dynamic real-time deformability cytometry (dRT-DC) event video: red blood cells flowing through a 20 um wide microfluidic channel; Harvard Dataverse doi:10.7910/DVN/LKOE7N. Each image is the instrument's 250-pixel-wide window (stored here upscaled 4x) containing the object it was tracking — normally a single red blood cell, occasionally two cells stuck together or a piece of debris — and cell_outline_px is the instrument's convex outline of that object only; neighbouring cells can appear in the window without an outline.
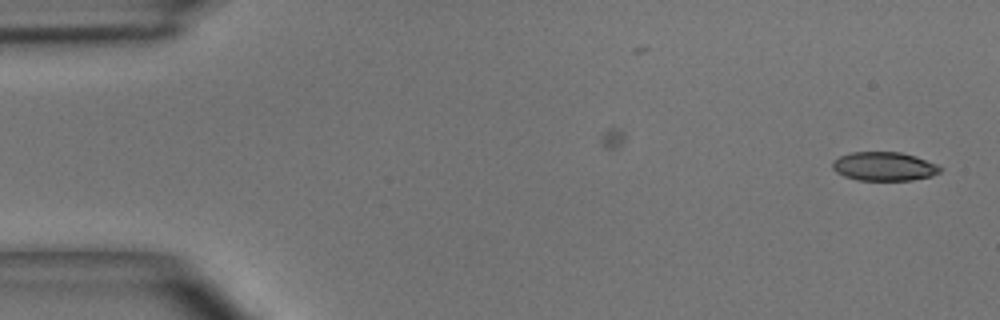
{"species": "common noctule bat (a hibernating species)", "species_latin": "Nyctalus noctula", "temperature_condition": "room temperature", "stored_images_in_passage": 41, "camera_frame_rate_fps": 3000, "um_per_image_px": 0.085, "animal": {"sex": "male", "body_mass_g": 15.6}, "frame": {"image": 1, "passage_image": 1, "time_ms": 0.0, "image_size_px": [1000, 320], "cell_outline_px": [[944, 168], [940, 172], [932, 176], [912, 180], [856, 180], [844, 176], [836, 172], [832, 168], [832, 160], [840, 156], [852, 152], [900, 152], [916, 156], [936, 164]], "centroid_in_image_um": [75.15, 14.14], "position_along_channel_um": 9.9, "area_um2": 18.21}}
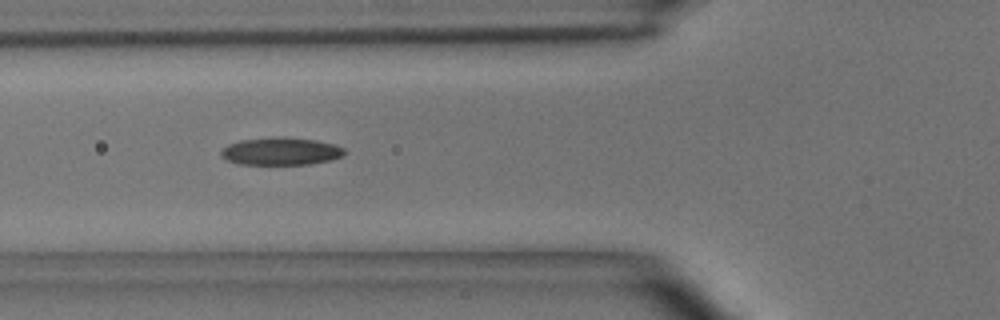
{"frame": {"image": 2, "passage_image": 17, "time_ms": 5.333, "image_size_px": [1000, 320], "cell_outline_px": [[344, 156], [332, 160], [312, 164], [240, 164], [228, 160], [220, 156], [220, 152], [228, 144], [240, 140], [280, 136], [284, 136], [316, 140], [336, 144], [344, 148]], "centroid_in_image_um": [23.91, 12.85], "position_along_channel_um": 101.9, "area_um2": 20.06}}
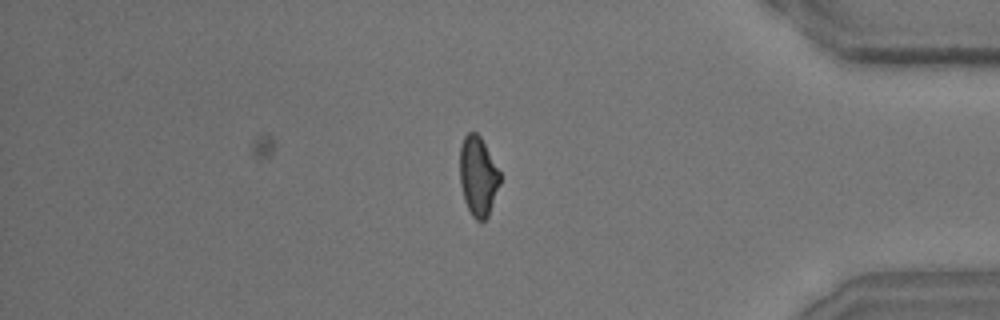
{"frame": {"image": 3, "passage_image": 41, "time_ms": 13.333, "image_size_px": [1000, 320], "cell_outline_px": [[500, 184], [488, 216], [484, 220], [476, 220], [472, 216], [464, 200], [460, 184], [460, 148], [464, 136], [468, 132], [476, 132], [480, 136], [500, 172]], "centroid_in_image_um": [40.63, 14.97], "position_along_channel_um": 394.6, "area_um2": 18.5}, "authors_computed_cell_mechanics": {"area_um2": 19.4208, "velocity_mm_per_s": 4.0094, "shape_relaxation_time_tau1_ms": 5.3968, "shape_relaxation_time_tau2_ms": 2.5445, "deformation_change_tau1": 0.1527, "deformation_change_tau2": 0.1006}}